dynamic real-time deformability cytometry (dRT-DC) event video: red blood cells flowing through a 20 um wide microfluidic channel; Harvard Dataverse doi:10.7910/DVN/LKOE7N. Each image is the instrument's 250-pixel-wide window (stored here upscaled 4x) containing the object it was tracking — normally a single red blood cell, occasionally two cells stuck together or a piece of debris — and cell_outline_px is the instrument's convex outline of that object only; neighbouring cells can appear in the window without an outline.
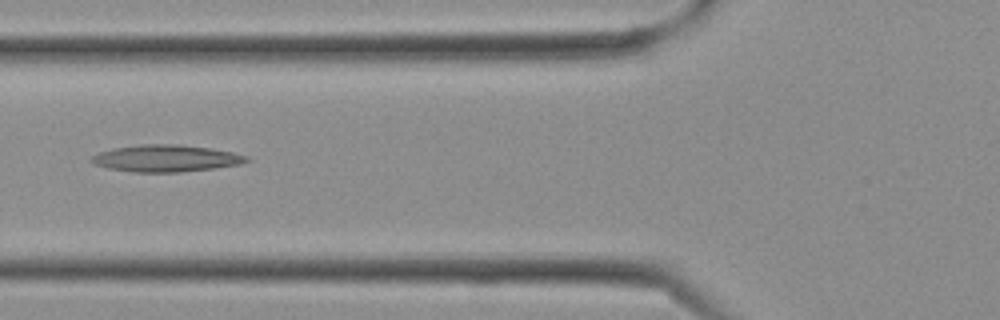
{"species": "Egyptian fruit bat (a non-hibernating species)", "species_latin": "Rousettus aegyptiacus", "temperature_condition": "cold", "stored_images_in_passage": 10, "camera_frame_rate_fps": 3000, "um_per_image_px": 0.085, "frame": {"image": 1, "passage_image": 7, "time_ms": 2.0, "image_size_px": [1000, 320], "cell_outline_px": [[252, 160], [240, 164], [212, 168], [180, 172], [132, 172], [108, 168], [92, 164], [88, 160], [88, 156], [112, 148], [140, 144], [180, 144], [212, 148], [232, 152], [248, 156]], "centroid_in_image_um": [14.05, 13.45], "position_along_channel_um": 111.7, "area_um2": 24.62}}
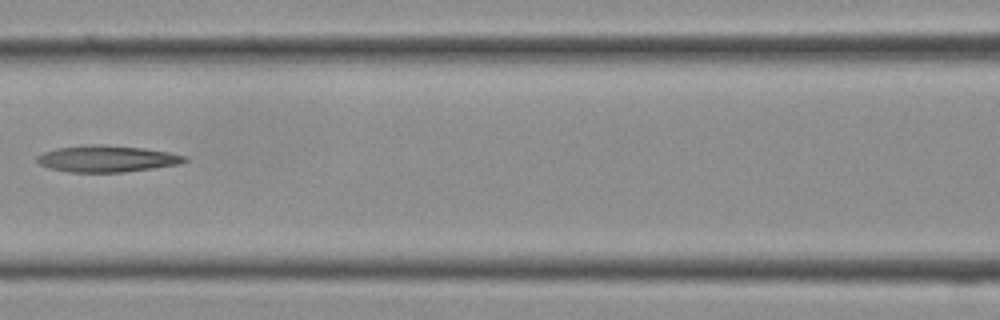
{"frame": {"image": 2, "passage_image": 9, "time_ms": 2.667, "image_size_px": [1000, 320], "cell_outline_px": [[188, 160], [180, 164], [124, 172], [68, 172], [48, 168], [40, 164], [36, 160], [36, 156], [44, 152], [56, 148], [84, 144], [96, 144], [144, 148], [168, 152], [188, 156]], "centroid_in_image_um": [9.07, 13.49], "position_along_channel_um": 157.5, "area_um2": 22.95}}